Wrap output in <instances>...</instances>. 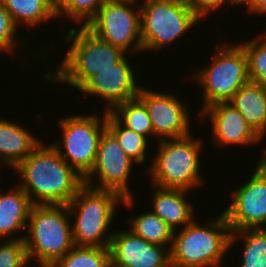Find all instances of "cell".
<instances>
[{
    "label": "cell",
    "mask_w": 266,
    "mask_h": 267,
    "mask_svg": "<svg viewBox=\"0 0 266 267\" xmlns=\"http://www.w3.org/2000/svg\"><path fill=\"white\" fill-rule=\"evenodd\" d=\"M18 185L33 205L68 204L84 185L81 177L52 145L41 141L14 169ZM34 198V199H33Z\"/></svg>",
    "instance_id": "obj_1"
},
{
    "label": "cell",
    "mask_w": 266,
    "mask_h": 267,
    "mask_svg": "<svg viewBox=\"0 0 266 267\" xmlns=\"http://www.w3.org/2000/svg\"><path fill=\"white\" fill-rule=\"evenodd\" d=\"M80 26L78 30L70 28L65 37L70 44L66 55L44 79L79 89L91 76L110 69L125 56L122 49L99 38L86 26Z\"/></svg>",
    "instance_id": "obj_2"
},
{
    "label": "cell",
    "mask_w": 266,
    "mask_h": 267,
    "mask_svg": "<svg viewBox=\"0 0 266 267\" xmlns=\"http://www.w3.org/2000/svg\"><path fill=\"white\" fill-rule=\"evenodd\" d=\"M133 200L135 197L122 198L114 191L84 184L67 204L70 218L75 217L71 223L74 245L109 248L114 233L109 228L116 216V206L125 204L131 208Z\"/></svg>",
    "instance_id": "obj_3"
},
{
    "label": "cell",
    "mask_w": 266,
    "mask_h": 267,
    "mask_svg": "<svg viewBox=\"0 0 266 267\" xmlns=\"http://www.w3.org/2000/svg\"><path fill=\"white\" fill-rule=\"evenodd\" d=\"M178 229L170 248L171 267H222L231 235L224 213L205 225L193 220Z\"/></svg>",
    "instance_id": "obj_4"
},
{
    "label": "cell",
    "mask_w": 266,
    "mask_h": 267,
    "mask_svg": "<svg viewBox=\"0 0 266 267\" xmlns=\"http://www.w3.org/2000/svg\"><path fill=\"white\" fill-rule=\"evenodd\" d=\"M66 204L33 205L24 242L29 261L52 267L75 245ZM35 257V258H34Z\"/></svg>",
    "instance_id": "obj_5"
},
{
    "label": "cell",
    "mask_w": 266,
    "mask_h": 267,
    "mask_svg": "<svg viewBox=\"0 0 266 267\" xmlns=\"http://www.w3.org/2000/svg\"><path fill=\"white\" fill-rule=\"evenodd\" d=\"M192 134L182 138L162 139L151 166L146 170L152 185L162 188L194 190L203 181L200 175L202 138Z\"/></svg>",
    "instance_id": "obj_6"
},
{
    "label": "cell",
    "mask_w": 266,
    "mask_h": 267,
    "mask_svg": "<svg viewBox=\"0 0 266 267\" xmlns=\"http://www.w3.org/2000/svg\"><path fill=\"white\" fill-rule=\"evenodd\" d=\"M234 44L217 43L210 66L196 71L193 76L203 88L201 111L214 103L228 102L249 82L246 53L240 44Z\"/></svg>",
    "instance_id": "obj_7"
},
{
    "label": "cell",
    "mask_w": 266,
    "mask_h": 267,
    "mask_svg": "<svg viewBox=\"0 0 266 267\" xmlns=\"http://www.w3.org/2000/svg\"><path fill=\"white\" fill-rule=\"evenodd\" d=\"M140 6L144 51L158 50L188 33L200 20L188 0H144Z\"/></svg>",
    "instance_id": "obj_8"
},
{
    "label": "cell",
    "mask_w": 266,
    "mask_h": 267,
    "mask_svg": "<svg viewBox=\"0 0 266 267\" xmlns=\"http://www.w3.org/2000/svg\"><path fill=\"white\" fill-rule=\"evenodd\" d=\"M100 117L96 113L60 119L57 126L62 131L63 140L51 142L65 162L83 178L95 164L100 137L107 128V112L104 110Z\"/></svg>",
    "instance_id": "obj_9"
},
{
    "label": "cell",
    "mask_w": 266,
    "mask_h": 267,
    "mask_svg": "<svg viewBox=\"0 0 266 267\" xmlns=\"http://www.w3.org/2000/svg\"><path fill=\"white\" fill-rule=\"evenodd\" d=\"M137 1H105L85 26L96 36L124 52L131 48L129 51L133 54L141 52L143 47L139 4L138 9L134 8Z\"/></svg>",
    "instance_id": "obj_10"
},
{
    "label": "cell",
    "mask_w": 266,
    "mask_h": 267,
    "mask_svg": "<svg viewBox=\"0 0 266 267\" xmlns=\"http://www.w3.org/2000/svg\"><path fill=\"white\" fill-rule=\"evenodd\" d=\"M134 163L119 145L116 137L106 128L100 137L95 164L84 178V184L99 190H111L122 198L134 197L129 190V177ZM95 174V176H93ZM94 180L99 179L94 183ZM96 184V185H95Z\"/></svg>",
    "instance_id": "obj_11"
},
{
    "label": "cell",
    "mask_w": 266,
    "mask_h": 267,
    "mask_svg": "<svg viewBox=\"0 0 266 267\" xmlns=\"http://www.w3.org/2000/svg\"><path fill=\"white\" fill-rule=\"evenodd\" d=\"M138 98L148 110L157 140L182 138L191 134L189 111L177 94L141 87Z\"/></svg>",
    "instance_id": "obj_12"
},
{
    "label": "cell",
    "mask_w": 266,
    "mask_h": 267,
    "mask_svg": "<svg viewBox=\"0 0 266 267\" xmlns=\"http://www.w3.org/2000/svg\"><path fill=\"white\" fill-rule=\"evenodd\" d=\"M223 213L231 231L265 228L266 178L257 168L248 182L235 189Z\"/></svg>",
    "instance_id": "obj_13"
},
{
    "label": "cell",
    "mask_w": 266,
    "mask_h": 267,
    "mask_svg": "<svg viewBox=\"0 0 266 267\" xmlns=\"http://www.w3.org/2000/svg\"><path fill=\"white\" fill-rule=\"evenodd\" d=\"M135 72L125 56L110 69L91 76L78 91L94 95L107 102L105 111L110 112L116 105L137 98L142 87L137 84Z\"/></svg>",
    "instance_id": "obj_14"
},
{
    "label": "cell",
    "mask_w": 266,
    "mask_h": 267,
    "mask_svg": "<svg viewBox=\"0 0 266 267\" xmlns=\"http://www.w3.org/2000/svg\"><path fill=\"white\" fill-rule=\"evenodd\" d=\"M111 266L171 267L170 247L147 242L127 231H116L111 238Z\"/></svg>",
    "instance_id": "obj_15"
},
{
    "label": "cell",
    "mask_w": 266,
    "mask_h": 267,
    "mask_svg": "<svg viewBox=\"0 0 266 267\" xmlns=\"http://www.w3.org/2000/svg\"><path fill=\"white\" fill-rule=\"evenodd\" d=\"M202 117L211 118L213 142L221 146L242 147L258 143L262 139L246 123L237 109L228 102H218L200 112Z\"/></svg>",
    "instance_id": "obj_16"
},
{
    "label": "cell",
    "mask_w": 266,
    "mask_h": 267,
    "mask_svg": "<svg viewBox=\"0 0 266 267\" xmlns=\"http://www.w3.org/2000/svg\"><path fill=\"white\" fill-rule=\"evenodd\" d=\"M151 211L165 221L174 231L185 227L195 218L194 208L186 200L189 191L182 189L162 188L153 185ZM154 195V196H153ZM182 225V226H181Z\"/></svg>",
    "instance_id": "obj_17"
},
{
    "label": "cell",
    "mask_w": 266,
    "mask_h": 267,
    "mask_svg": "<svg viewBox=\"0 0 266 267\" xmlns=\"http://www.w3.org/2000/svg\"><path fill=\"white\" fill-rule=\"evenodd\" d=\"M13 187L16 188L4 194L0 190V240L24 239L23 234L20 237L12 235L27 228L30 210L33 206L29 196L17 183Z\"/></svg>",
    "instance_id": "obj_18"
},
{
    "label": "cell",
    "mask_w": 266,
    "mask_h": 267,
    "mask_svg": "<svg viewBox=\"0 0 266 267\" xmlns=\"http://www.w3.org/2000/svg\"><path fill=\"white\" fill-rule=\"evenodd\" d=\"M41 141L19 123L0 118V163L14 169Z\"/></svg>",
    "instance_id": "obj_19"
},
{
    "label": "cell",
    "mask_w": 266,
    "mask_h": 267,
    "mask_svg": "<svg viewBox=\"0 0 266 267\" xmlns=\"http://www.w3.org/2000/svg\"><path fill=\"white\" fill-rule=\"evenodd\" d=\"M261 138L266 137V87L248 82L228 101Z\"/></svg>",
    "instance_id": "obj_20"
},
{
    "label": "cell",
    "mask_w": 266,
    "mask_h": 267,
    "mask_svg": "<svg viewBox=\"0 0 266 267\" xmlns=\"http://www.w3.org/2000/svg\"><path fill=\"white\" fill-rule=\"evenodd\" d=\"M18 27L24 24L30 28L37 27L51 18H58L53 11L50 0H1Z\"/></svg>",
    "instance_id": "obj_21"
},
{
    "label": "cell",
    "mask_w": 266,
    "mask_h": 267,
    "mask_svg": "<svg viewBox=\"0 0 266 267\" xmlns=\"http://www.w3.org/2000/svg\"><path fill=\"white\" fill-rule=\"evenodd\" d=\"M128 221L129 230L133 234L147 242L171 248L174 230L151 210L134 217L130 216Z\"/></svg>",
    "instance_id": "obj_22"
},
{
    "label": "cell",
    "mask_w": 266,
    "mask_h": 267,
    "mask_svg": "<svg viewBox=\"0 0 266 267\" xmlns=\"http://www.w3.org/2000/svg\"><path fill=\"white\" fill-rule=\"evenodd\" d=\"M238 238L244 240L239 267H266V228L231 231L229 247Z\"/></svg>",
    "instance_id": "obj_23"
},
{
    "label": "cell",
    "mask_w": 266,
    "mask_h": 267,
    "mask_svg": "<svg viewBox=\"0 0 266 267\" xmlns=\"http://www.w3.org/2000/svg\"><path fill=\"white\" fill-rule=\"evenodd\" d=\"M110 113L124 126L145 136H155L145 104L137 97L116 105Z\"/></svg>",
    "instance_id": "obj_24"
},
{
    "label": "cell",
    "mask_w": 266,
    "mask_h": 267,
    "mask_svg": "<svg viewBox=\"0 0 266 267\" xmlns=\"http://www.w3.org/2000/svg\"><path fill=\"white\" fill-rule=\"evenodd\" d=\"M107 129L116 137L126 155L136 164L146 162L148 138L124 127L110 112H107Z\"/></svg>",
    "instance_id": "obj_25"
},
{
    "label": "cell",
    "mask_w": 266,
    "mask_h": 267,
    "mask_svg": "<svg viewBox=\"0 0 266 267\" xmlns=\"http://www.w3.org/2000/svg\"><path fill=\"white\" fill-rule=\"evenodd\" d=\"M52 267H111L109 248L74 246Z\"/></svg>",
    "instance_id": "obj_26"
},
{
    "label": "cell",
    "mask_w": 266,
    "mask_h": 267,
    "mask_svg": "<svg viewBox=\"0 0 266 267\" xmlns=\"http://www.w3.org/2000/svg\"><path fill=\"white\" fill-rule=\"evenodd\" d=\"M239 44L247 56L249 81L266 87V33Z\"/></svg>",
    "instance_id": "obj_27"
},
{
    "label": "cell",
    "mask_w": 266,
    "mask_h": 267,
    "mask_svg": "<svg viewBox=\"0 0 266 267\" xmlns=\"http://www.w3.org/2000/svg\"><path fill=\"white\" fill-rule=\"evenodd\" d=\"M29 263L24 239L0 243V267H23Z\"/></svg>",
    "instance_id": "obj_28"
},
{
    "label": "cell",
    "mask_w": 266,
    "mask_h": 267,
    "mask_svg": "<svg viewBox=\"0 0 266 267\" xmlns=\"http://www.w3.org/2000/svg\"><path fill=\"white\" fill-rule=\"evenodd\" d=\"M104 0H73L59 15H67L75 23L85 26L104 4Z\"/></svg>",
    "instance_id": "obj_29"
},
{
    "label": "cell",
    "mask_w": 266,
    "mask_h": 267,
    "mask_svg": "<svg viewBox=\"0 0 266 267\" xmlns=\"http://www.w3.org/2000/svg\"><path fill=\"white\" fill-rule=\"evenodd\" d=\"M17 31L18 27L0 0V53L4 51L12 54L16 48V44L20 45L25 42V40H21L20 42L19 38L17 40L15 39Z\"/></svg>",
    "instance_id": "obj_30"
},
{
    "label": "cell",
    "mask_w": 266,
    "mask_h": 267,
    "mask_svg": "<svg viewBox=\"0 0 266 267\" xmlns=\"http://www.w3.org/2000/svg\"><path fill=\"white\" fill-rule=\"evenodd\" d=\"M188 2L195 15L201 21L203 16L206 17L211 10L215 12L222 5L224 6L226 2L228 3V0H188Z\"/></svg>",
    "instance_id": "obj_31"
},
{
    "label": "cell",
    "mask_w": 266,
    "mask_h": 267,
    "mask_svg": "<svg viewBox=\"0 0 266 267\" xmlns=\"http://www.w3.org/2000/svg\"><path fill=\"white\" fill-rule=\"evenodd\" d=\"M73 0H50L53 11L58 16Z\"/></svg>",
    "instance_id": "obj_32"
},
{
    "label": "cell",
    "mask_w": 266,
    "mask_h": 267,
    "mask_svg": "<svg viewBox=\"0 0 266 267\" xmlns=\"http://www.w3.org/2000/svg\"><path fill=\"white\" fill-rule=\"evenodd\" d=\"M266 14V0H252L251 13Z\"/></svg>",
    "instance_id": "obj_33"
},
{
    "label": "cell",
    "mask_w": 266,
    "mask_h": 267,
    "mask_svg": "<svg viewBox=\"0 0 266 267\" xmlns=\"http://www.w3.org/2000/svg\"><path fill=\"white\" fill-rule=\"evenodd\" d=\"M263 157L258 160L257 169L261 172V174L266 178V149L264 154L262 153Z\"/></svg>",
    "instance_id": "obj_34"
},
{
    "label": "cell",
    "mask_w": 266,
    "mask_h": 267,
    "mask_svg": "<svg viewBox=\"0 0 266 267\" xmlns=\"http://www.w3.org/2000/svg\"><path fill=\"white\" fill-rule=\"evenodd\" d=\"M231 5H239V4H242V5H246L247 4V10L248 12L251 14V3H252V0H228V4Z\"/></svg>",
    "instance_id": "obj_35"
},
{
    "label": "cell",
    "mask_w": 266,
    "mask_h": 267,
    "mask_svg": "<svg viewBox=\"0 0 266 267\" xmlns=\"http://www.w3.org/2000/svg\"><path fill=\"white\" fill-rule=\"evenodd\" d=\"M104 1H125V0H104Z\"/></svg>",
    "instance_id": "obj_36"
},
{
    "label": "cell",
    "mask_w": 266,
    "mask_h": 267,
    "mask_svg": "<svg viewBox=\"0 0 266 267\" xmlns=\"http://www.w3.org/2000/svg\"><path fill=\"white\" fill-rule=\"evenodd\" d=\"M111 267H127V266H111Z\"/></svg>",
    "instance_id": "obj_37"
}]
</instances>
